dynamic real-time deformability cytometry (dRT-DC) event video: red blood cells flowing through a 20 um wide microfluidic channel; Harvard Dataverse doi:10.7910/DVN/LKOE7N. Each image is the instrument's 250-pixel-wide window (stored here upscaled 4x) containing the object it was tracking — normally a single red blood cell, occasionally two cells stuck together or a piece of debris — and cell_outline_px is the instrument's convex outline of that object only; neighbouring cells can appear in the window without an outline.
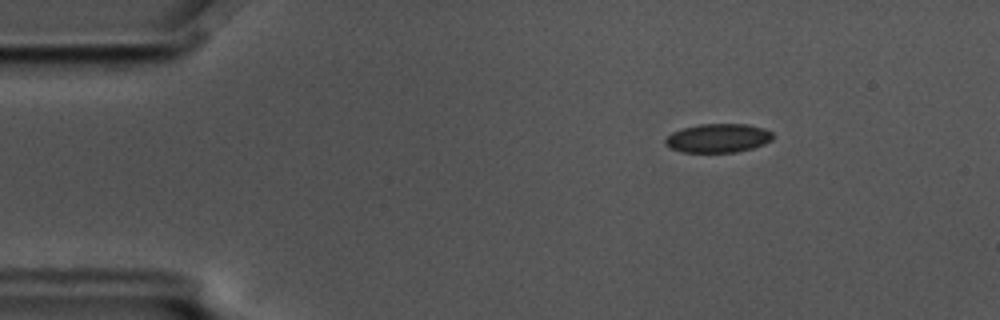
{"species": "common noctule bat (a hibernating species)", "species_latin": "Nyctalus noctula", "temperature_condition": "cold", "stored_images_in_passage": 5, "camera_frame_rate_fps": 3000, "um_per_image_px": 0.085, "animal": {"sex": "male", "body_mass_g": 17.5, "forearm_length_mm": 52.3}, "frame": {"image": 1, "passage_image": 3, "time_ms": 0.667, "image_size_px": [1000, 320], "cell_outline_px": [[772, 140], [764, 144], [752, 148], [736, 152], [684, 152], [672, 148], [664, 144], [664, 140], [672, 132], [684, 128], [700, 124], [748, 124], [764, 128], [772, 132]], "centroid_in_image_um": [61.05, 11.73], "position_along_channel_um": 24.0, "area_um2": 17.98}}